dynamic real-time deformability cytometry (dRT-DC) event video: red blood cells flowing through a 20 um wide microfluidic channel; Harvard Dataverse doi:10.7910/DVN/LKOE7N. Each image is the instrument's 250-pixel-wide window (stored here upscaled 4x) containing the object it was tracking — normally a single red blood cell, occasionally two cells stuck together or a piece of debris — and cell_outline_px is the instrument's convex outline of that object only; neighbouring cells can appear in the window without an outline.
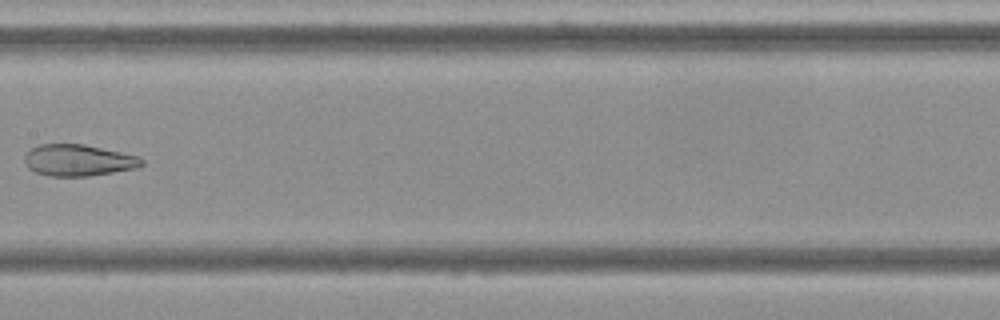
{"species": "Egyptian fruit bat (a non-hibernating species)", "species_latin": "Rousettus aegyptiacus", "temperature_condition": "cold", "stored_images_in_passage": 9, "camera_frame_rate_fps": 3000, "um_per_image_px": 0.085, "frame": {"image": 1, "passage_image": 8, "time_ms": 8.333, "image_size_px": [1000, 320], "cell_outline_px": [[144, 164], [136, 168], [88, 176], [48, 176], [36, 172], [28, 168], [24, 164], [24, 156], [32, 148], [40, 144], [84, 144], [140, 156], [144, 160]], "centroid_in_image_um": [6.66, 13.62], "position_along_channel_um": 200.7, "area_um2": 21.56}}
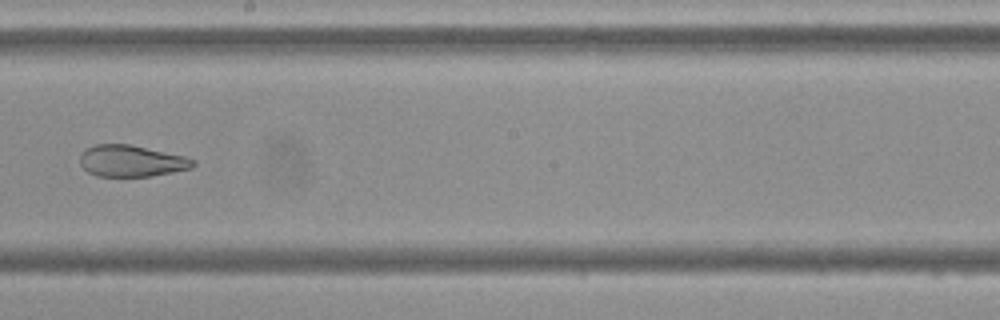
{"frame": {"image": 2, "passage_image": 9, "time_ms": 9.333, "image_size_px": [1000, 320], "cell_outline_px": [[196, 164], [192, 168], [172, 172], [148, 176], [96, 176], [88, 172], [80, 164], [80, 152], [96, 144], [128, 144], [184, 156], [196, 160]], "centroid_in_image_um": [11.16, 13.68], "position_along_channel_um": 237.0, "area_um2": 20.63}}